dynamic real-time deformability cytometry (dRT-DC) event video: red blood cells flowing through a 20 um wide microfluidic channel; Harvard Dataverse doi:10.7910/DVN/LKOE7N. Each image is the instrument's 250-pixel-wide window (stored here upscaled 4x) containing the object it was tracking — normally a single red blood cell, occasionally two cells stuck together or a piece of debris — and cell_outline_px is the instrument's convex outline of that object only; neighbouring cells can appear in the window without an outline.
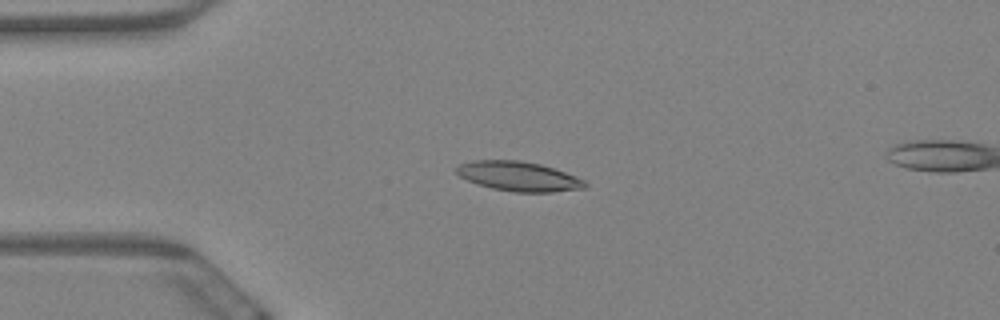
{"species": "Egyptian fruit bat (a non-hibernating species)", "species_latin": "Rousettus aegyptiacus", "temperature_condition": "warm", "stored_images_in_passage": 48, "camera_frame_rate_fps": 3000, "um_per_image_px": 0.085, "animal": {"sex": "female"}, "frame": {"image": 1, "passage_image": 2, "time_ms": 0.333, "image_size_px": [1000, 320], "cell_outline_px": [[588, 188], [552, 192], [512, 192], [492, 188], [468, 180], [460, 176], [456, 172], [456, 168], [460, 164], [476, 160], [520, 160], [540, 164], [576, 176], [584, 180], [588, 184]], "centroid_in_image_um": [44.13, 14.99], "position_along_channel_um": 40.9, "area_um2": 22.02}}
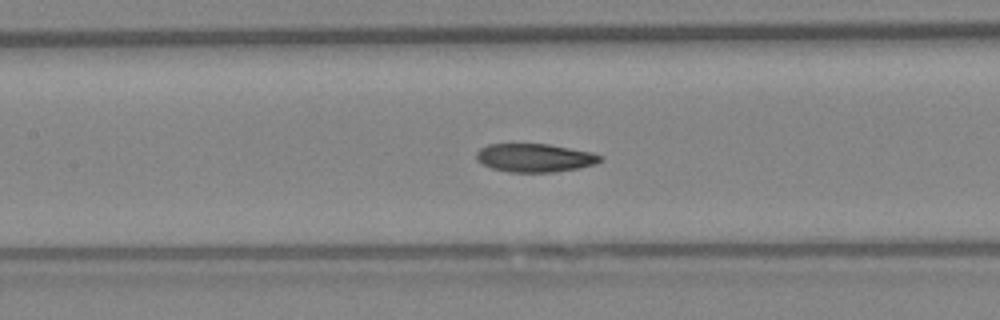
{"frame": {"image": 2, "passage_image": 15, "time_ms": 4.667, "image_size_px": [1000, 320], "cell_outline_px": [[604, 156], [596, 164], [580, 168], [552, 172], [508, 172], [492, 168], [476, 160], [476, 152], [480, 148], [488, 144], [548, 144], [592, 152]], "centroid_in_image_um": [45.46, 13.41], "position_along_channel_um": 161.9, "area_um2": 20.52}}
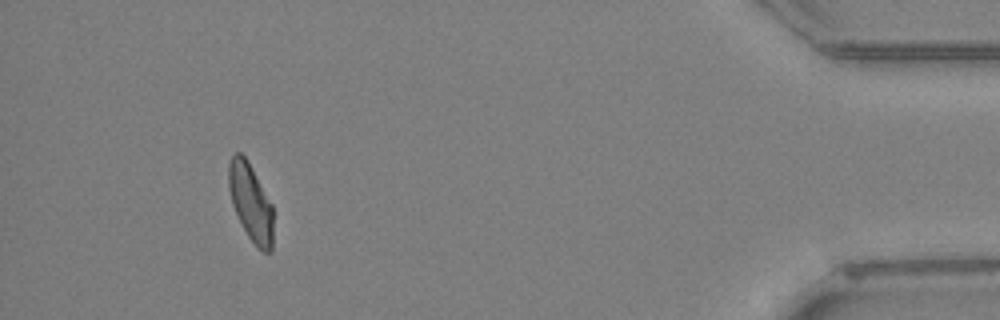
{"frame": {"image": 3, "passage_image": 43, "time_ms": 14.0, "image_size_px": [1000, 320], "cell_outline_px": [[272, 252], [264, 252], [248, 236], [232, 204], [228, 188], [228, 164], [232, 156], [236, 152], [240, 152], [248, 160], [272, 204]], "centroid_in_image_um": [21.3, 17.15], "position_along_channel_um": 413.9, "area_um2": 19.83}}